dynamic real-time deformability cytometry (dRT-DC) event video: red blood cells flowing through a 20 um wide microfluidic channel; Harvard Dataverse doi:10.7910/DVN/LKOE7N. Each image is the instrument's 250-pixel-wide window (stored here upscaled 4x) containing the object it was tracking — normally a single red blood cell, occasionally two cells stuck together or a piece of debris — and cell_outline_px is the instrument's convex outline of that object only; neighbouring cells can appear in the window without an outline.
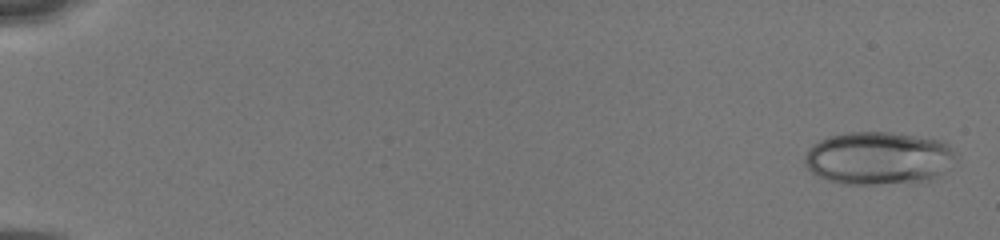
{"species": "human", "species_latin": "Homo sapiens", "temperature_condition": "cold", "stored_images_in_passage": 11, "camera_frame_rate_fps": 3000, "um_per_image_px": 0.085, "donor": {"sex": "male"}, "frame": {"image": 1, "passage_image": 1, "time_ms": 0.0, "image_size_px": [1000, 240], "cell_outline_px": [[956, 156], [928, 184], [840, 184], [816, 176], [804, 164], [804, 156], [808, 148], [812, 144], [820, 140], [832, 136], [848, 132], [892, 132], [944, 140], [948, 144]], "centroid_in_image_um": [74.65, 13.46], "position_along_channel_um": 10.3, "area_um2": 47.22}}